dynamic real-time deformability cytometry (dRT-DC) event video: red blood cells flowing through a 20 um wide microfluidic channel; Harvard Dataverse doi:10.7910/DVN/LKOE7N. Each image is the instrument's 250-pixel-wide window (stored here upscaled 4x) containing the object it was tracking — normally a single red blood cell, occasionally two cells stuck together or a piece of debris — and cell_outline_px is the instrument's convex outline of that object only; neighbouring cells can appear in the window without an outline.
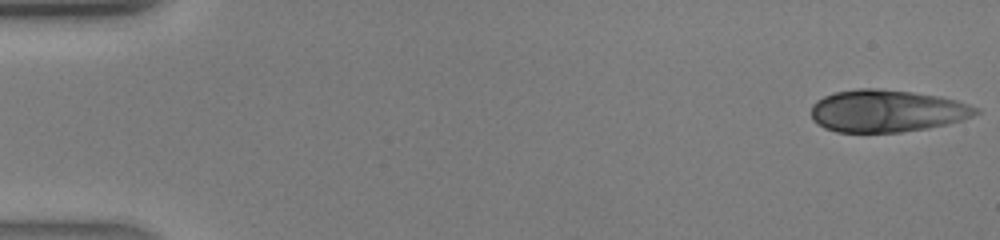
{"species": "human", "species_latin": "Homo sapiens", "temperature_condition": "warm", "stored_images_in_passage": 41, "camera_frame_rate_fps": 3000, "um_per_image_px": 0.085, "donor": {"sex": "male"}, "frame": {"image": 1, "passage_image": 1, "time_ms": 0.0, "image_size_px": [1000, 240], "cell_outline_px": [[980, 112], [972, 116], [960, 120], [928, 128], [900, 132], [836, 132], [824, 128], [812, 120], [812, 104], [816, 100], [832, 92], [856, 88], [876, 88], [912, 92], [940, 96], [976, 108]], "centroid_in_image_um": [75.29, 9.42], "position_along_channel_um": 9.7, "area_um2": 40.34}}
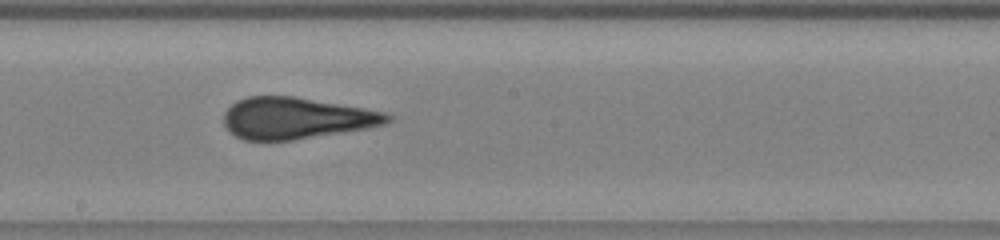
{"frame": {"image": 2, "passage_image": 23, "time_ms": 7.333, "image_size_px": [1000, 240], "cell_outline_px": [[392, 120], [384, 124], [368, 128], [292, 140], [244, 140], [236, 136], [224, 124], [224, 112], [236, 100], [248, 96], [292, 96], [364, 108], [384, 112], [392, 116]], "centroid_in_image_um": [25.16, 10.04], "position_along_channel_um": 223.0, "area_um2": 39.25}}
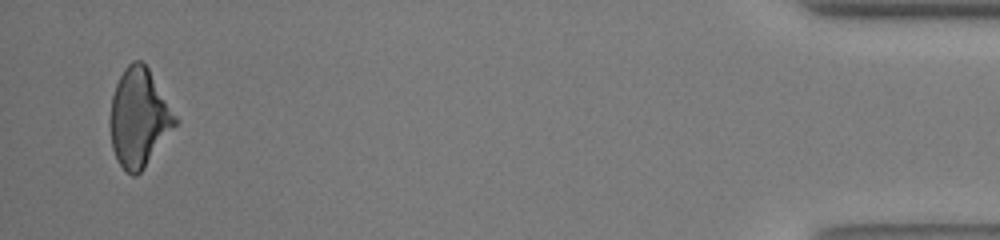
{"frame": {"image": 3, "passage_image": 40, "time_ms": 13.0, "image_size_px": [1000, 240], "cell_outline_px": [[180, 120], [144, 168], [136, 176], [132, 176], [120, 164], [112, 148], [112, 96], [116, 84], [124, 68], [132, 60], [140, 60], [148, 68]], "centroid_in_image_um": [11.86, 9.99], "position_along_channel_um": 423.3, "area_um2": 36.65}}